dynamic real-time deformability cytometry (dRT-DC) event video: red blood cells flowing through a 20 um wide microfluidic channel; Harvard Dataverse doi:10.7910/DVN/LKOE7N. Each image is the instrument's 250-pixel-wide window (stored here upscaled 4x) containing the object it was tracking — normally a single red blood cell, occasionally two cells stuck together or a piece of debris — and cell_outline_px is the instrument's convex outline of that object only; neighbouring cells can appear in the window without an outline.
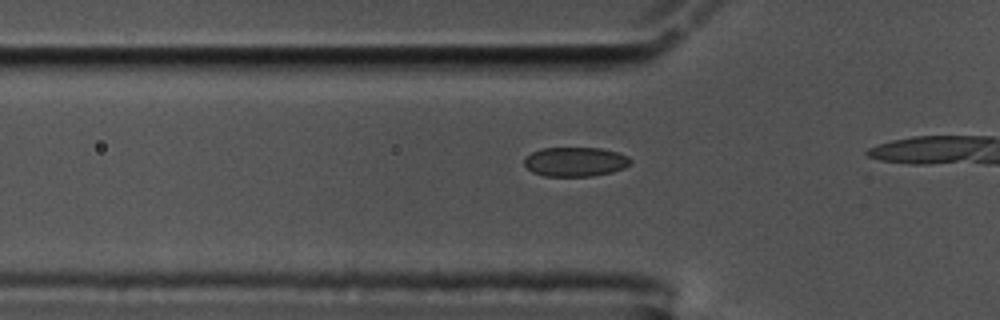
{"species": "common noctule bat (a hibernating species)", "species_latin": "Nyctalus noctula", "temperature_condition": "cold", "stored_images_in_passage": 18, "camera_frame_rate_fps": 3000, "um_per_image_px": 0.085, "animal": {"sex": "male", "body_mass_g": 17.5, "forearm_length_mm": 52.3}, "frame": {"image": 1, "passage_image": 13, "time_ms": 4.0, "image_size_px": [1000, 320], "cell_outline_px": [[632, 160], [624, 168], [612, 172], [592, 176], [544, 176], [532, 172], [524, 164], [524, 160], [532, 152], [540, 148], [600, 148], [620, 152], [628, 156]], "centroid_in_image_um": [48.91, 13.74], "position_along_channel_um": 76.9, "area_um2": 18.21}}
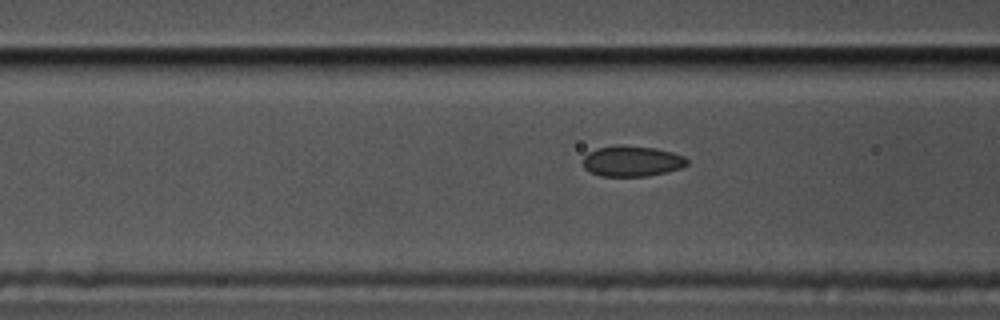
{"frame": {"image": 2, "passage_image": 16, "time_ms": 5.0, "image_size_px": [1000, 320], "cell_outline_px": [[688, 164], [680, 168], [648, 176], [600, 176], [584, 168], [584, 156], [588, 152], [596, 148], [656, 148], [672, 152], [684, 156], [688, 160]], "centroid_in_image_um": [53.74, 13.74], "position_along_channel_um": 112.9, "area_um2": 17.74}}